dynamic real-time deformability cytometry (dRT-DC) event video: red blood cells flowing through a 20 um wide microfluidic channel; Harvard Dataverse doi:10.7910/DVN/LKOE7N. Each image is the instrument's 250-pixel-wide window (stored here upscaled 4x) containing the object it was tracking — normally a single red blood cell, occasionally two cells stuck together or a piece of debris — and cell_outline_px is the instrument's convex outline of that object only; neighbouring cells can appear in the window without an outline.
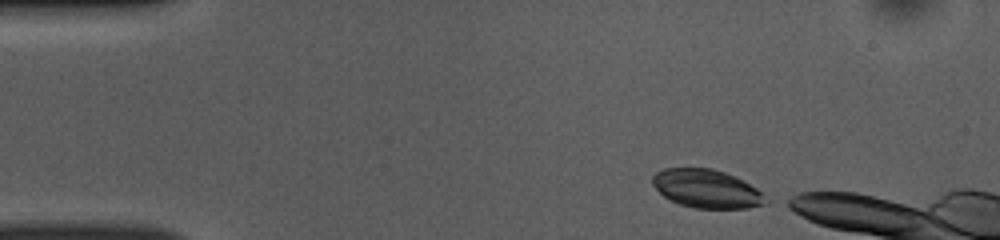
{"species": "common noctule bat (a hibernating species)", "species_latin": "Nyctalus noctula", "temperature_condition": "room temperature", "stored_images_in_passage": 6, "camera_frame_rate_fps": 3000, "um_per_image_px": 0.085, "animal": {"sex": "female", "body_mass_g": 10.0, "forearm_length_mm": 53.1}, "frame": {"image": 1, "passage_image": 1, "time_ms": 0.0, "image_size_px": [1000, 240], "cell_outline_px": [[764, 204], [748, 208], [696, 208], [680, 204], [664, 196], [652, 184], [652, 176], [656, 172], [664, 168], [712, 168], [724, 172], [756, 188], [760, 192]], "centroid_in_image_um": [59.98, 16.03], "position_along_channel_um": 25.0, "area_um2": 24.68}}